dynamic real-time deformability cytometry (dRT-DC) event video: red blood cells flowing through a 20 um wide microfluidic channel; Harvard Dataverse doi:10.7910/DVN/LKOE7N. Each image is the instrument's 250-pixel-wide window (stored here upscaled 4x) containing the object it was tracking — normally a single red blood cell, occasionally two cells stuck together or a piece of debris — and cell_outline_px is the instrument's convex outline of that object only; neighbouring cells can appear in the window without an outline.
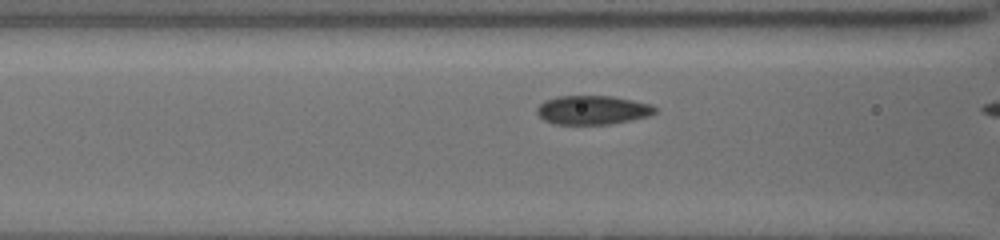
{"species": "common noctule bat (a hibernating species)", "species_latin": "Nyctalus noctula", "temperature_condition": "cold", "stored_images_in_passage": 7, "segment_of_instrument_passage": [2, 2], "camera_frame_rate_fps": 3000, "um_per_image_px": 0.085, "animal": {"sex": "female", "body_mass_g": 19.5, "forearm_length_mm": 54.1}, "frame": {"image": 1, "passage_image": 7, "time_ms": 5.0, "image_size_px": [1000, 240], "cell_outline_px": [[656, 112], [648, 116], [612, 124], [556, 124], [544, 120], [536, 112], [536, 108], [544, 100], [556, 96], [612, 96], [652, 104], [656, 108]], "centroid_in_image_um": [50.36, 9.34], "position_along_channel_um": 116.2, "area_um2": 19.94}}